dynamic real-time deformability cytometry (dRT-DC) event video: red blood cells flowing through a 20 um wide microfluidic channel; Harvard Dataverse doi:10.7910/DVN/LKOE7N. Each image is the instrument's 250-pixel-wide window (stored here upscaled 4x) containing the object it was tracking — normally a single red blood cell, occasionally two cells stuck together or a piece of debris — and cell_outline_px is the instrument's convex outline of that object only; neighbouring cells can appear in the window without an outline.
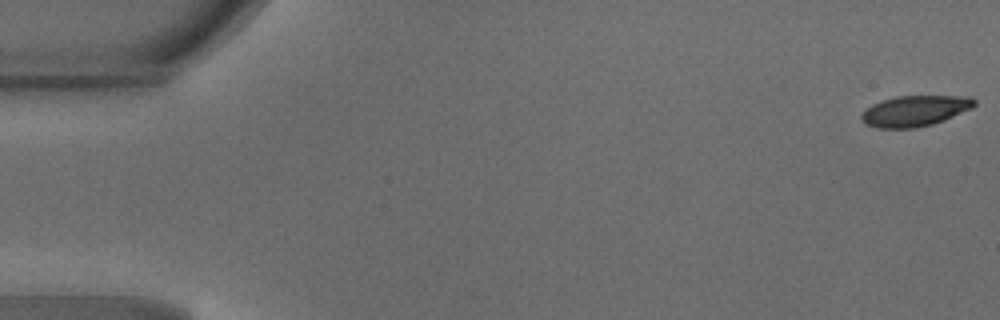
{"species": "common noctule bat (a hibernating species)", "species_latin": "Nyctalus noctula", "temperature_condition": "warm", "stored_images_in_passage": 48, "camera_frame_rate_fps": 3000, "um_per_image_px": 0.085, "animal": {"sex": "male", "body_mass_g": 18.8}, "frame": {"image": 1, "passage_image": 1, "time_ms": 0.0, "image_size_px": [1000, 320], "cell_outline_px": [[976, 104], [972, 108], [944, 120], [932, 124], [916, 128], [876, 128], [864, 124], [860, 120], [860, 116], [864, 108], [880, 100], [896, 96], [968, 96], [976, 100]], "centroid_in_image_um": [77.71, 9.43], "position_along_channel_um": 7.3, "area_um2": 20.52}}
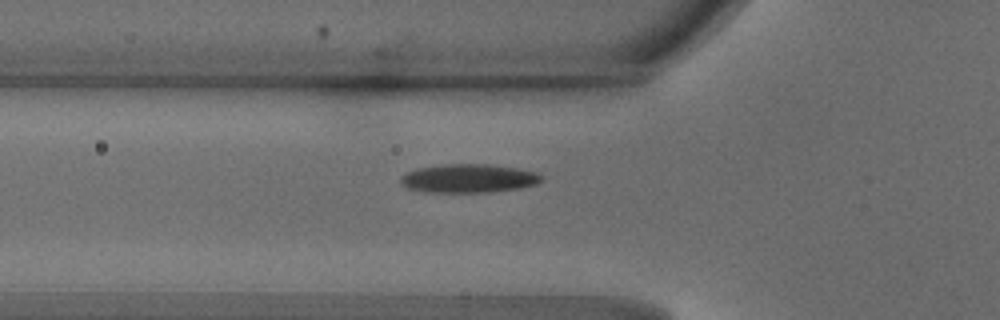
{"frame": {"image": 2, "passage_image": 17, "time_ms": 5.333, "image_size_px": [1000, 320], "cell_outline_px": [[544, 176], [536, 184], [520, 188], [488, 192], [424, 192], [408, 188], [400, 184], [400, 176], [416, 168], [444, 164], [488, 164], [516, 168], [536, 172]], "centroid_in_image_um": [39.8, 15.16], "position_along_channel_um": 86.0, "area_um2": 23.52}}
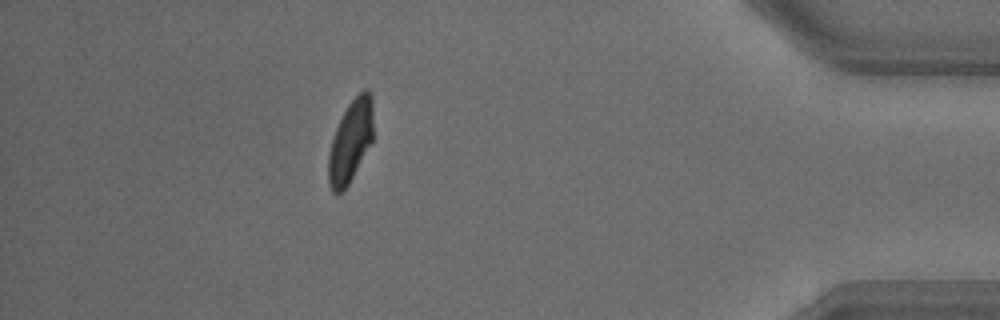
{"frame": {"image": 3, "passage_image": 43, "time_ms": 14.0, "image_size_px": [1000, 320], "cell_outline_px": [[372, 140], [348, 184], [336, 196], [332, 192], [328, 184], [328, 152], [336, 128], [348, 104], [364, 88], [368, 88], [372, 92]], "centroid_in_image_um": [29.78, 11.99], "position_along_channel_um": 405.4, "area_um2": 21.21}, "authors_computed_cell_mechanics": {"area_um2": 22.5131, "velocity_mm_per_s": 4.2132, "shape_relaxation_time_tau1_ms": 3.8456, "shape_relaxation_time_tau2_ms": 1.8319, "deformation_change_tau1": 0.1626, "deformation_change_tau2": 0.068}}